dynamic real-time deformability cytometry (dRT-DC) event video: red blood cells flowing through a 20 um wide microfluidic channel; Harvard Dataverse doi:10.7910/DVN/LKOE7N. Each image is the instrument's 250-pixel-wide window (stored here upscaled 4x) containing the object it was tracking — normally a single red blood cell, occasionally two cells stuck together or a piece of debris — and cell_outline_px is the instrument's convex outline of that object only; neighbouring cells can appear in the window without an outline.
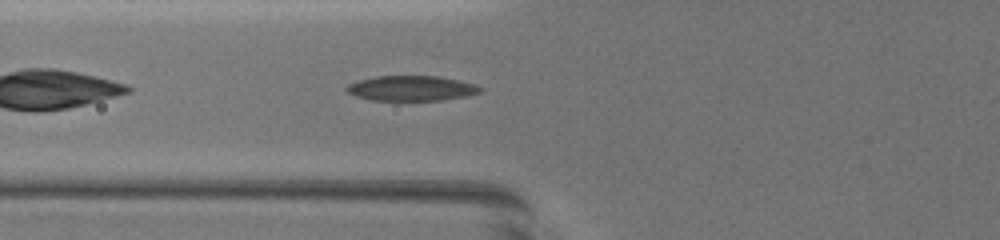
{"species": "common noctule bat (a hibernating species)", "species_latin": "Nyctalus noctula", "temperature_condition": "warm", "stored_images_in_passage": 38, "camera_frame_rate_fps": 3000, "um_per_image_px": 0.085, "animal": {"sex": "female", "body_mass_g": 19.5, "forearm_length_mm": 54.1}, "frame": {"image": 1, "passage_image": 5, "time_ms": 1.333, "image_size_px": [1000, 240], "cell_outline_px": [[484, 88], [480, 92], [464, 96], [444, 100], [372, 100], [356, 96], [348, 92], [344, 88], [348, 84], [360, 80], [376, 76], [436, 76], [456, 80], [472, 84]], "centroid_in_image_um": [34.93, 7.5], "position_along_channel_um": 90.9, "area_um2": 19.25}}
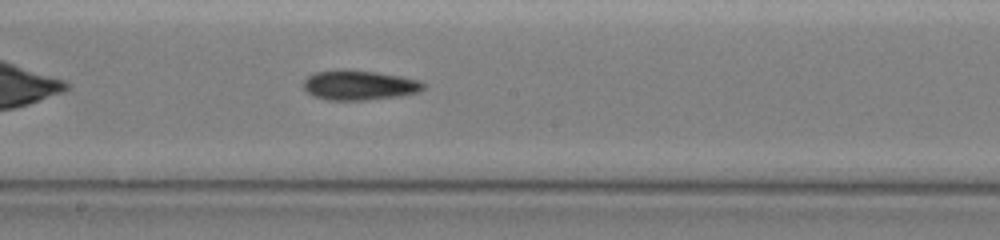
{"frame": {"image": 2, "passage_image": 15, "time_ms": 4.667, "image_size_px": [1000, 240], "cell_outline_px": [[424, 88], [416, 92], [400, 96], [364, 100], [328, 100], [312, 96], [304, 88], [304, 80], [308, 76], [316, 72], [344, 68], [376, 72], [400, 76], [420, 80], [424, 84]], "centroid_in_image_um": [30.51, 7.23], "position_along_channel_um": 217.7, "area_um2": 20.87}}
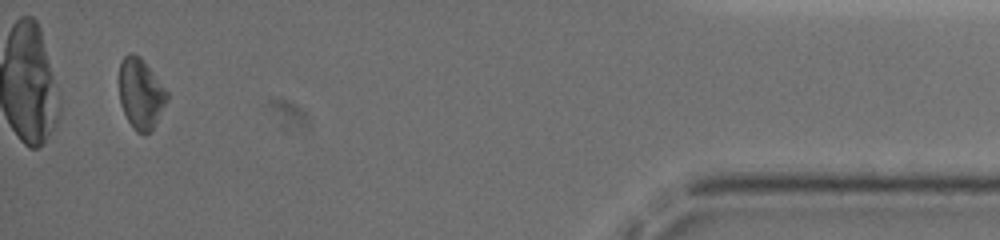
{"frame": {"image": 3, "passage_image": 36, "time_ms": 11.667, "image_size_px": [1000, 240], "cell_outline_px": [[168, 100], [152, 128], [144, 136], [136, 132], [132, 128], [120, 104], [120, 64], [124, 56], [128, 52], [132, 52], [140, 56], [168, 92]], "centroid_in_image_um": [11.96, 7.96], "position_along_channel_um": 423.2, "area_um2": 19.48}, "authors_computed_cell_mechanics": {"area_um2": 19.9988, "velocity_mm_per_s": 3.7972, "shape_relaxation_time_tau1_ms": 3.7998, "shape_relaxation_time_tau2_ms": 7.8998, "deformation_change_tau1": 0.1152, "deformation_change_tau2": 0.1825}}